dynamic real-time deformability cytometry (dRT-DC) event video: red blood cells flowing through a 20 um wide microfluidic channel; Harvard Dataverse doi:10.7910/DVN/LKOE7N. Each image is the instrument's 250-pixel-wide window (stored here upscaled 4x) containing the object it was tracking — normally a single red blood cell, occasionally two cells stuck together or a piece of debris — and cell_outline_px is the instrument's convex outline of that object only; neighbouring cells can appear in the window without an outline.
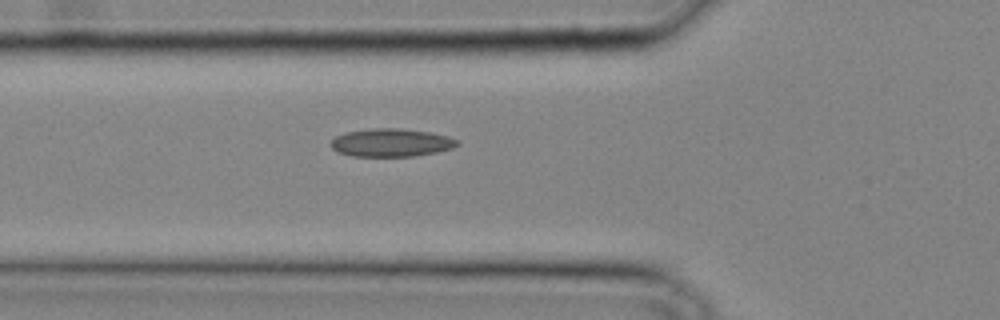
{"species": "common noctule bat (a hibernating species)", "species_latin": "Nyctalus noctula", "temperature_condition": "cold", "stored_images_in_passage": 25, "camera_frame_rate_fps": 3000, "um_per_image_px": 0.085, "animal": {"sex": "male", "body_mass_g": 20.4}, "frame": {"image": 1, "passage_image": 4, "time_ms": 1.0, "image_size_px": [1000, 320], "cell_outline_px": [[460, 144], [452, 148], [436, 152], [412, 156], [352, 156], [336, 152], [328, 144], [336, 136], [348, 132], [372, 128], [400, 128], [428, 132], [448, 136], [460, 140]], "centroid_in_image_um": [33.25, 12.12], "position_along_channel_um": 92.6, "area_um2": 20.69}}
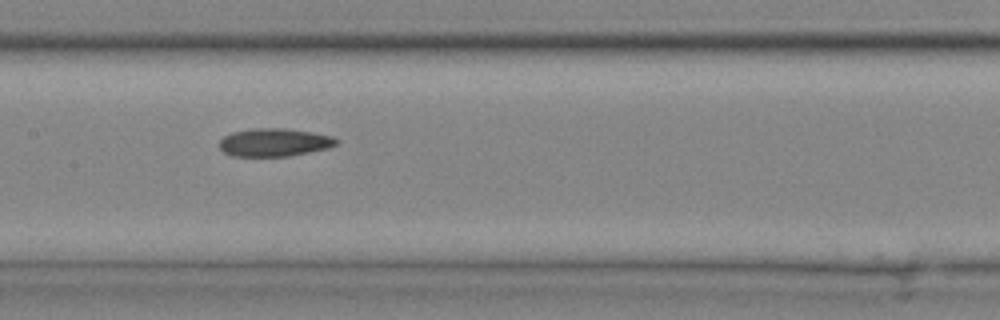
{"frame": {"image": 2, "passage_image": 9, "time_ms": 2.667, "image_size_px": [1000, 320], "cell_outline_px": [[340, 144], [328, 148], [288, 156], [232, 156], [224, 152], [220, 148], [220, 140], [224, 136], [232, 132], [252, 128], [284, 128], [312, 132], [332, 136], [340, 140]], "centroid_in_image_um": [23.34, 12.09], "position_along_channel_um": 184.1, "area_um2": 19.19}}
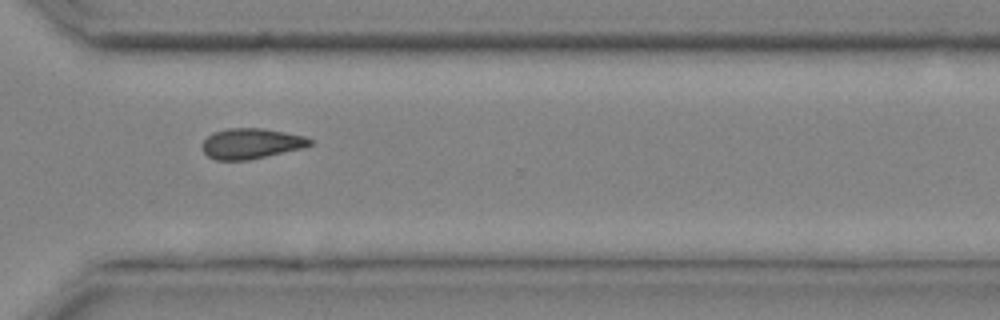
{"frame": {"image": 3, "passage_image": 18, "time_ms": 5.667, "image_size_px": [1000, 320], "cell_outline_px": [[312, 144], [304, 148], [248, 160], [216, 160], [208, 156], [204, 152], [204, 140], [212, 132], [228, 128], [260, 128], [284, 132], [304, 136], [312, 140]], "centroid_in_image_um": [21.36, 12.2], "position_along_channel_um": 349.2, "area_um2": 18.96}}